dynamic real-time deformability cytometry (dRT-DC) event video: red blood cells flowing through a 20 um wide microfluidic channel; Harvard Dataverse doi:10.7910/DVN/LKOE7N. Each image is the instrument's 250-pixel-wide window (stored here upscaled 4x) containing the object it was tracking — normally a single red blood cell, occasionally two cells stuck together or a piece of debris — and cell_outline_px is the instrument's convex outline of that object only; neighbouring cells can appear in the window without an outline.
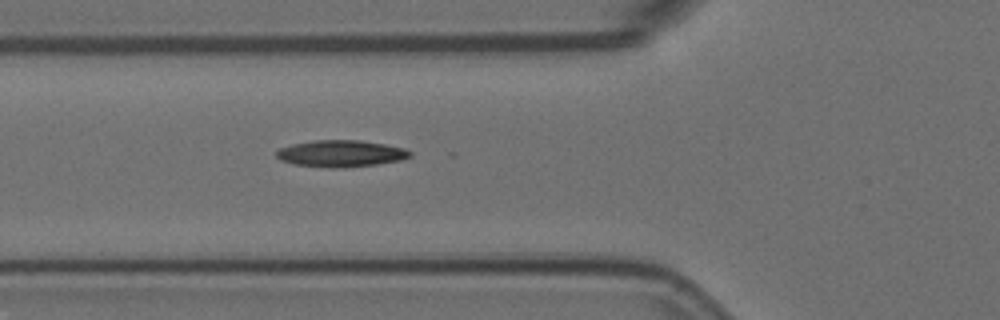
{"species": "Egyptian fruit bat (a non-hibernating species)", "species_latin": "Rousettus aegyptiacus", "temperature_condition": "room temperature", "stored_images_in_passage": 39, "camera_frame_rate_fps": 3000, "um_per_image_px": 0.085, "animal": {"sex": "female"}, "frame": {"image": 1, "passage_image": 3, "time_ms": 0.667, "image_size_px": [1000, 320], "cell_outline_px": [[412, 156], [400, 160], [376, 164], [344, 168], [332, 168], [292, 164], [280, 160], [276, 156], [276, 152], [280, 148], [292, 144], [312, 140], [360, 140], [384, 144], [404, 148], [412, 152]], "centroid_in_image_um": [28.96, 13.05], "position_along_channel_um": 96.8, "area_um2": 20.87}}
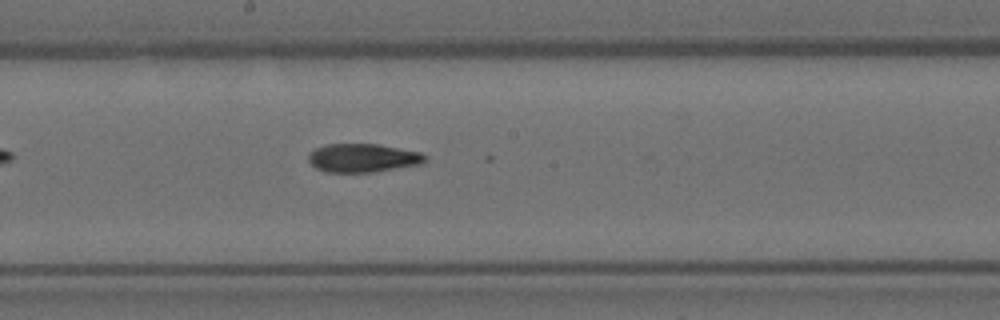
{"frame": {"image": 2, "passage_image": 13, "time_ms": 4.0, "image_size_px": [1000, 320], "cell_outline_px": [[428, 160], [424, 164], [372, 172], [324, 172], [316, 168], [308, 160], [308, 156], [316, 148], [328, 144], [376, 144], [420, 152], [428, 156]], "centroid_in_image_um": [30.89, 13.43], "position_along_channel_um": 217.3, "area_um2": 19.42}}
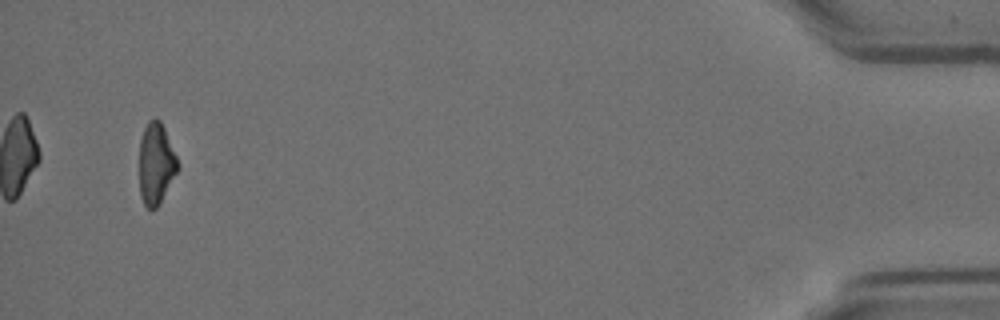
{"frame": {"image": 3, "passage_image": 37, "time_ms": 12.0, "image_size_px": [1000, 320], "cell_outline_px": [[180, 164], [160, 204], [156, 208], [148, 208], [144, 204], [140, 196], [140, 140], [144, 128], [148, 120], [156, 116], [160, 120], [164, 128]], "centroid_in_image_um": [13.26, 13.88], "position_along_channel_um": 421.9, "area_um2": 18.15}}